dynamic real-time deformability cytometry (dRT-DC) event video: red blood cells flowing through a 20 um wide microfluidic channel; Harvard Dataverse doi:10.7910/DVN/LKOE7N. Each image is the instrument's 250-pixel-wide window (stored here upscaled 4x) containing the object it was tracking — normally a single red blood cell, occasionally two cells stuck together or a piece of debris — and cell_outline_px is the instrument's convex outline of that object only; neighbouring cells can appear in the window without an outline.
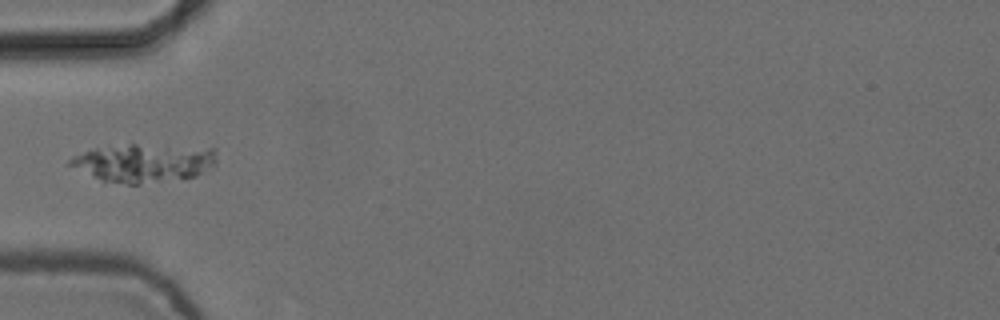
{"species": "common noctule bat (a hibernating species)", "species_latin": "Nyctalus noctula", "temperature_condition": "cold", "stored_images_in_passage": 3, "camera_frame_rate_fps": 3000, "um_per_image_px": 0.085, "animal": {"sex": "female", "body_mass_g": 24.6, "forearm_length_mm": 56.2}, "frame": {"image": 1, "passage_image": 2, "time_ms": 0.333, "image_size_px": [1000, 320], "cell_outline_px": [[216, 164], [196, 176], [140, 184], [128, 184], [100, 180], [68, 164], [68, 160], [72, 156], [96, 148], [128, 144], [136, 144], [216, 148]], "centroid_in_image_um": [12.25, 13.83], "position_along_channel_um": 72.8, "area_um2": 32.54}}